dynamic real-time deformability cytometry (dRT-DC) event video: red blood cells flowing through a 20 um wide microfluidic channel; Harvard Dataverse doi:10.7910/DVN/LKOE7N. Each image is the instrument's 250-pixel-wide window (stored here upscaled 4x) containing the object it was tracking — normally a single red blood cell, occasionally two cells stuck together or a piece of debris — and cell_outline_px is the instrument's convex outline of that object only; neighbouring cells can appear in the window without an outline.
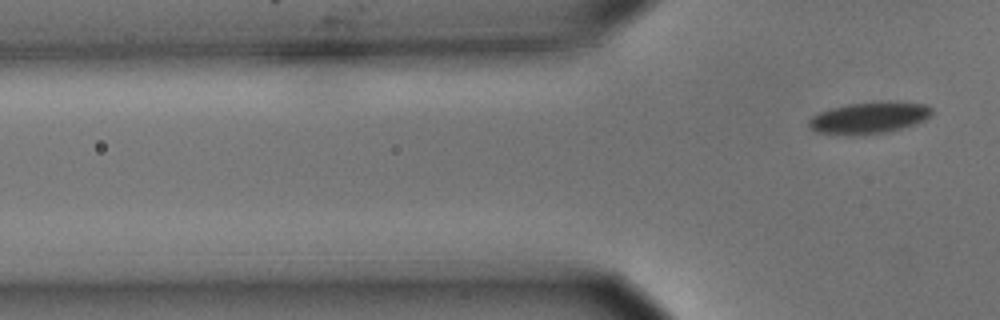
{"species": "common noctule bat (a hibernating species)", "species_latin": "Nyctalus noctula", "temperature_condition": "cold", "stored_images_in_passage": 7, "segment_of_instrument_passage": [2, 2], "camera_frame_rate_fps": 3000, "um_per_image_px": 0.085, "animal": {"sex": "male", "body_mass_g": 15.6}, "frame": {"image": 1, "passage_image": 7, "time_ms": 2.0, "image_size_px": [1000, 320], "cell_outline_px": [[932, 112], [924, 120], [900, 128], [880, 132], [816, 132], [808, 128], [808, 120], [812, 116], [820, 112], [832, 108], [848, 104], [888, 100], [896, 100], [924, 104], [932, 108]], "centroid_in_image_um": [73.9, 9.93], "position_along_channel_um": 51.9, "area_um2": 21.73}}